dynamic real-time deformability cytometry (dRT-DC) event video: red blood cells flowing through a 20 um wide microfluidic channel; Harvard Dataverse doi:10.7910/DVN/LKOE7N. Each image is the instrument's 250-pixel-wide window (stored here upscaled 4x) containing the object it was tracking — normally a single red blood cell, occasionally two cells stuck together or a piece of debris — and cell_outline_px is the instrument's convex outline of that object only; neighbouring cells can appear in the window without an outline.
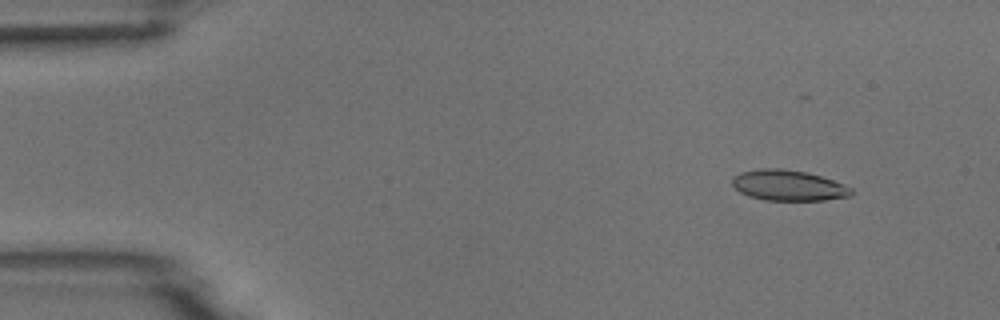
{"species": "common noctule bat (a hibernating species)", "species_latin": "Nyctalus noctula", "temperature_condition": "room temperature", "stored_images_in_passage": 5, "camera_frame_rate_fps": 3000, "um_per_image_px": 0.085, "animal": {"sex": "male", "body_mass_g": 18.8}, "frame": {"image": 1, "passage_image": 2, "time_ms": 1.333, "image_size_px": [1000, 320], "cell_outline_px": [[852, 196], [824, 200], [764, 200], [748, 196], [740, 192], [732, 184], [732, 176], [740, 172], [760, 168], [780, 168], [804, 172], [820, 176], [844, 184], [852, 188]], "centroid_in_image_um": [66.99, 15.76], "position_along_channel_um": 18.0, "area_um2": 21.27}}
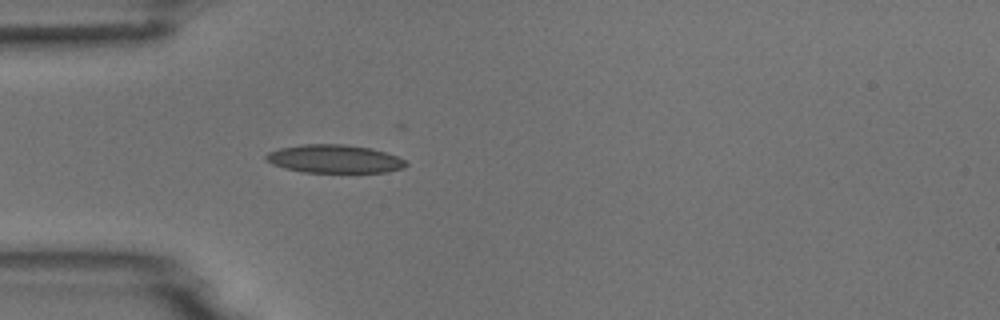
{"frame": {"image": 2, "passage_image": 5, "time_ms": 4.667, "image_size_px": [1000, 320], "cell_outline_px": [[408, 164], [404, 168], [388, 172], [304, 172], [284, 168], [272, 164], [264, 160], [264, 156], [268, 152], [280, 148], [300, 144], [344, 144], [372, 148], [396, 156], [404, 160]], "centroid_in_image_um": [28.39, 13.5], "position_along_channel_um": 56.6, "area_um2": 23.12}}